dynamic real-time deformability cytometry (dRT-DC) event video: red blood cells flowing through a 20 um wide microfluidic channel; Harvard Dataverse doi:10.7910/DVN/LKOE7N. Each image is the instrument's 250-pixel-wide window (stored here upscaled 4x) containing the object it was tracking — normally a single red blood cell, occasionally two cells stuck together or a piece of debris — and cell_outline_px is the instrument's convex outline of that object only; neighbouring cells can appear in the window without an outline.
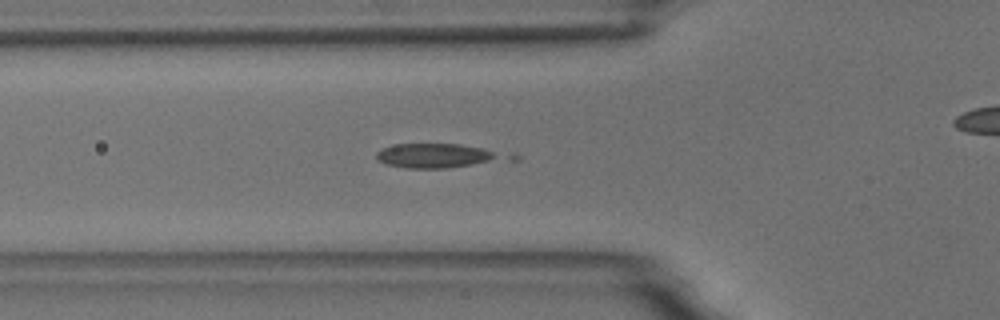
{"species": "common noctule bat (a hibernating species)", "species_latin": "Nyctalus noctula", "temperature_condition": "room temperature", "stored_images_in_passage": 18, "camera_frame_rate_fps": 3000, "um_per_image_px": 0.085, "animal": {"sex": "male", "body_mass_g": 18.8}, "frame": {"image": 1, "passage_image": 14, "time_ms": 4.333, "image_size_px": [1000, 320], "cell_outline_px": [[520, 160], [448, 168], [404, 168], [384, 164], [376, 160], [376, 152], [380, 148], [396, 144], [460, 144], [516, 152], [520, 156]], "centroid_in_image_um": [37.51, 13.24], "position_along_channel_um": 88.3, "area_um2": 19.94}}